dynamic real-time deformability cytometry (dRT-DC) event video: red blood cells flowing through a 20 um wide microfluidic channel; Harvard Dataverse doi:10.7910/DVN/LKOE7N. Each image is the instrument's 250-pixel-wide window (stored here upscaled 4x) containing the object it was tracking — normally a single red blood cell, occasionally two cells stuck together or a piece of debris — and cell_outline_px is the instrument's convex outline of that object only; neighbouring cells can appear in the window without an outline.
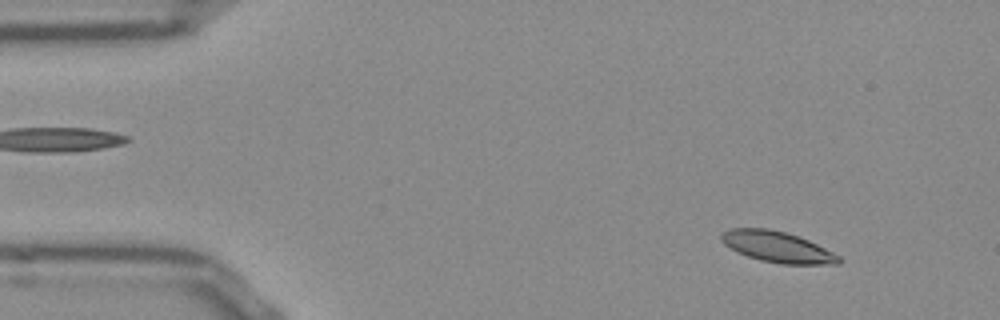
{"species": "Egyptian fruit bat (a non-hibernating species)", "species_latin": "Rousettus aegyptiacus", "temperature_condition": "room temperature", "stored_images_in_passage": 52, "camera_frame_rate_fps": 3000, "um_per_image_px": 0.085, "frame": {"image": 1, "passage_image": 5, "time_ms": 1.333, "image_size_px": [1000, 320], "cell_outline_px": [[844, 260], [840, 264], [780, 264], [760, 260], [736, 252], [724, 244], [720, 240], [720, 232], [728, 228], [768, 228], [784, 232], [808, 240], [840, 256]], "centroid_in_image_um": [66.04, 20.99], "position_along_channel_um": 19.0, "area_um2": 21.27}}
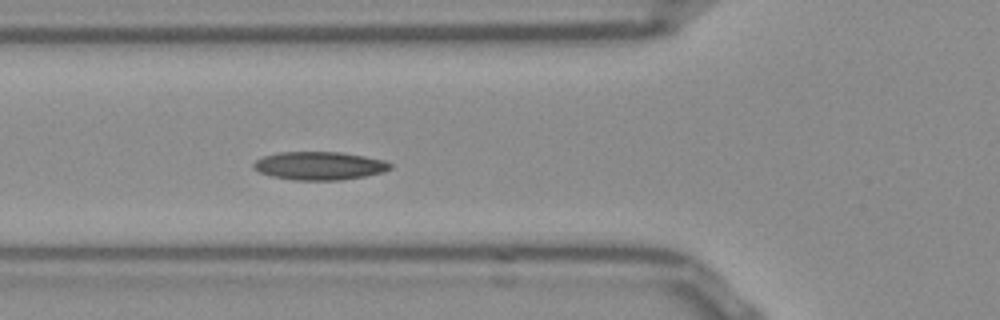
{"frame": {"image": 2, "passage_image": 18, "time_ms": 5.667, "image_size_px": [1000, 320], "cell_outline_px": [[392, 168], [384, 172], [364, 176], [340, 180], [292, 180], [272, 176], [260, 172], [252, 168], [252, 164], [256, 160], [264, 156], [276, 152], [340, 152], [364, 156], [384, 160], [392, 164]], "centroid_in_image_um": [27.14, 14.09], "position_along_channel_um": 98.7, "area_um2": 22.54}}
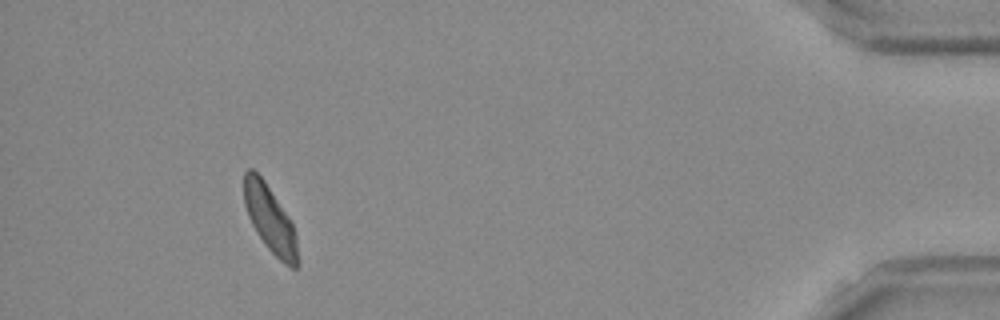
{"frame": {"image": 3, "passage_image": 48, "time_ms": 15.667, "image_size_px": [1000, 320], "cell_outline_px": [[296, 268], [292, 268], [284, 264], [268, 248], [256, 232], [248, 216], [244, 204], [244, 172], [248, 168], [252, 168], [264, 180], [292, 220], [296, 236]], "centroid_in_image_um": [22.93, 18.57], "position_along_channel_um": 412.3, "area_um2": 20.63}, "authors_computed_cell_mechanics": {"area_um2": 21.2704, "velocity_mm_per_s": 3.8016, "shape_relaxation_time_tau1_ms": 3.8669, "shape_relaxation_time_tau2_ms": 3.1433, "deformation_change_tau1": 0.1064, "deformation_change_tau2": 0.0818}}